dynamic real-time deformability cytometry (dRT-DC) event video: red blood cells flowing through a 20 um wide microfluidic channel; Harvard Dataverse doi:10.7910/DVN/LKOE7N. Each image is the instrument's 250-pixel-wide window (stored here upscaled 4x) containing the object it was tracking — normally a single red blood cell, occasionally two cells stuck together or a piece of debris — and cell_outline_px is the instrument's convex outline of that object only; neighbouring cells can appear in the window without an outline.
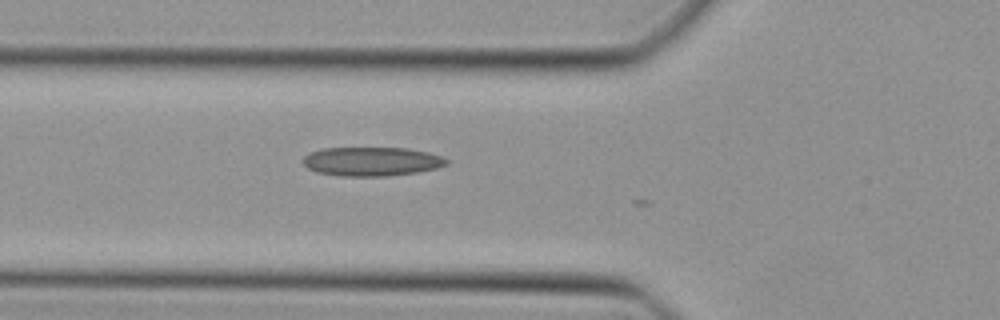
{"species": "Egyptian fruit bat (a non-hibernating species)", "species_latin": "Rousettus aegyptiacus", "temperature_condition": "cold", "stored_images_in_passage": 5, "camera_frame_rate_fps": 3000, "um_per_image_px": 0.085, "animal": {"sex": "female"}, "frame": {"image": 1, "passage_image": 3, "time_ms": 0.667, "image_size_px": [1000, 320], "cell_outline_px": [[448, 164], [436, 168], [416, 172], [388, 176], [340, 176], [316, 172], [308, 168], [304, 164], [304, 156], [312, 152], [324, 148], [408, 148], [428, 152], [440, 156], [448, 160]], "centroid_in_image_um": [31.6, 13.73], "position_along_channel_um": 94.2, "area_um2": 24.1}}